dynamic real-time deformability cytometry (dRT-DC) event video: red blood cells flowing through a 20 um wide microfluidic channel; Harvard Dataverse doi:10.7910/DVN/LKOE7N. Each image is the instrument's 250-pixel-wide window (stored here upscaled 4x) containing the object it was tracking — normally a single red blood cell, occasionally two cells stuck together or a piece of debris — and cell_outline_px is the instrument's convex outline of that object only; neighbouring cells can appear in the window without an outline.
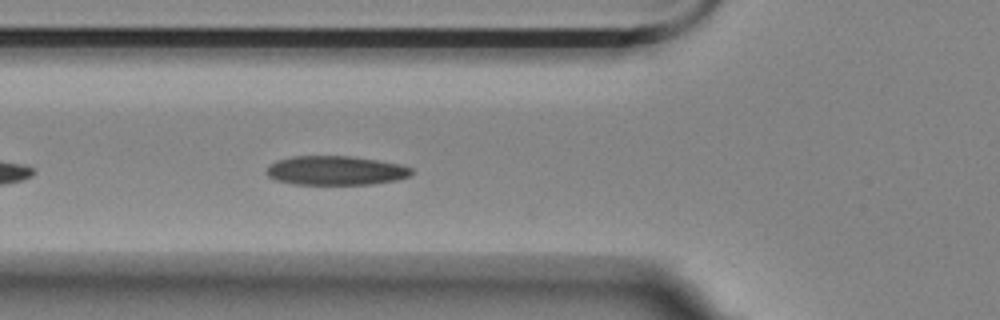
{"species": "Egyptian fruit bat (a non-hibernating species)", "species_latin": "Rousettus aegyptiacus", "temperature_condition": "room temperature", "stored_images_in_passage": 13, "camera_frame_rate_fps": 3000, "um_per_image_px": 0.085, "animal": {"sex": "female"}, "frame": {"image": 1, "passage_image": 6, "time_ms": 1.667, "image_size_px": [1000, 320], "cell_outline_px": [[412, 176], [396, 180], [372, 184], [296, 184], [276, 180], [268, 176], [264, 172], [268, 164], [276, 160], [292, 156], [352, 156], [400, 164], [412, 168]], "centroid_in_image_um": [28.5, 14.49], "position_along_channel_um": 97.3, "area_um2": 24.8}}
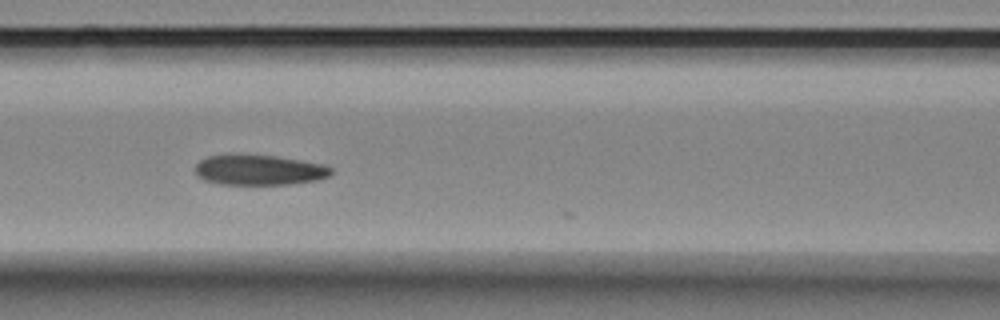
{"frame": {"image": 2, "passage_image": 10, "time_ms": 3.0, "image_size_px": [1000, 320], "cell_outline_px": [[332, 172], [328, 176], [316, 180], [288, 184], [220, 184], [204, 180], [196, 176], [196, 164], [200, 160], [208, 156], [232, 152], [276, 156], [324, 164], [332, 168]], "centroid_in_image_um": [21.97, 14.41], "position_along_channel_um": 144.6, "area_um2": 24.45}}